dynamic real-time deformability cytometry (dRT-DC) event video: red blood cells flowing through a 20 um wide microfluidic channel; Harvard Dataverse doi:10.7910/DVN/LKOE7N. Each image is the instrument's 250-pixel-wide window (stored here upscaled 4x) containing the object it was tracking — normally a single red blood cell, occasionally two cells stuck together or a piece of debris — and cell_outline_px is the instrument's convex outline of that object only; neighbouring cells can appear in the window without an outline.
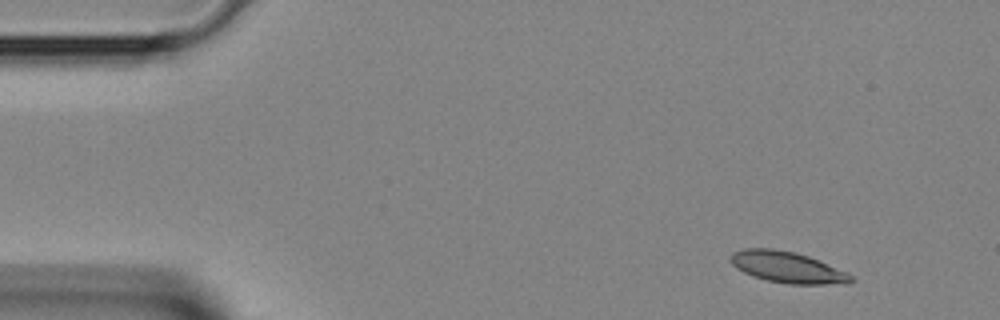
{"species": "Egyptian fruit bat (a non-hibernating species)", "species_latin": "Rousettus aegyptiacus", "temperature_condition": "room temperature", "stored_images_in_passage": 3, "segment_of_instrument_passage": [1, 2], "camera_frame_rate_fps": 3000, "um_per_image_px": 0.085, "animal": {"sex": "female"}, "frame": {"image": 1, "passage_image": 1, "time_ms": 0.0, "image_size_px": [1000, 320], "cell_outline_px": [[856, 280], [848, 284], [788, 284], [768, 280], [752, 276], [736, 268], [732, 264], [732, 252], [744, 248], [772, 248], [796, 252], [820, 260], [848, 272]], "centroid_in_image_um": [66.99, 22.72], "position_along_channel_um": 18.0, "area_um2": 22.08}}